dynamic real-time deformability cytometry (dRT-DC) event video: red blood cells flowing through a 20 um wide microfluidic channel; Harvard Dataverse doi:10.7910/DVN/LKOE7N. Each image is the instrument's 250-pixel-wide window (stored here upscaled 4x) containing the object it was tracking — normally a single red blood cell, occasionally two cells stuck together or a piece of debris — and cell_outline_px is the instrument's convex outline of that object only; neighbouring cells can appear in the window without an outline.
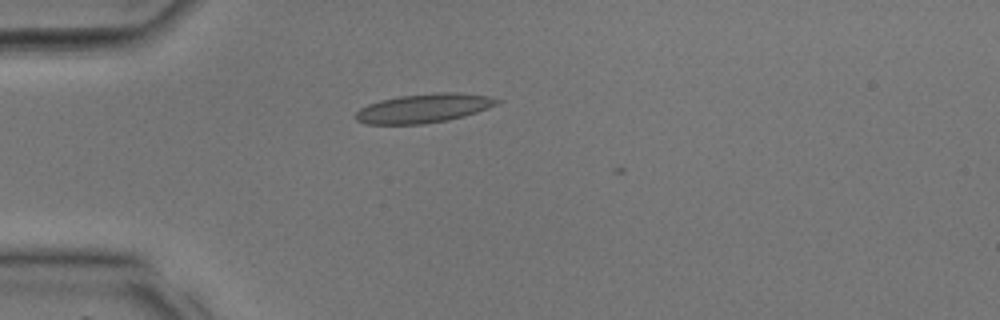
{"species": "common noctule bat (a hibernating species)", "species_latin": "Nyctalus noctula", "temperature_condition": "room temperature", "stored_images_in_passage": 2, "camera_frame_rate_fps": 3000, "um_per_image_px": 0.085, "animal": {"sex": "male", "body_mass_g": 17.9, "forearm_length_mm": 54.2}, "frame": {"image": 1, "passage_image": 1, "time_ms": 0.0, "image_size_px": [1000, 320], "cell_outline_px": [[500, 100], [496, 104], [488, 108], [464, 116], [448, 120], [420, 124], [368, 124], [356, 120], [356, 112], [360, 108], [368, 104], [380, 100], [400, 96], [440, 92], [456, 92], [488, 96]], "centroid_in_image_um": [36.0, 9.2], "position_along_channel_um": 49.0, "area_um2": 23.64}}